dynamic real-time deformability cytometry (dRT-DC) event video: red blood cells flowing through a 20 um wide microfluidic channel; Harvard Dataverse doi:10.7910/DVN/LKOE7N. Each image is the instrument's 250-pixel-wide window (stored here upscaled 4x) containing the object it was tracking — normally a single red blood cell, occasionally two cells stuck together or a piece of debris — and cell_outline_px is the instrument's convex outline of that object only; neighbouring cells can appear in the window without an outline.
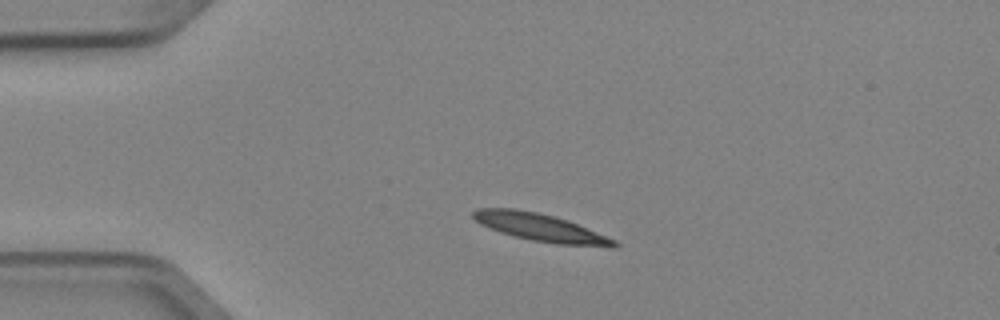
{"species": "Egyptian fruit bat (a non-hibernating species)", "species_latin": "Rousettus aegyptiacus", "temperature_condition": "cold", "stored_images_in_passage": 4, "camera_frame_rate_fps": 3000, "um_per_image_px": 0.085, "animal": {"sex": "female"}, "frame": {"image": 1, "passage_image": 2, "time_ms": 0.333, "image_size_px": [1000, 320], "cell_outline_px": [[620, 244], [616, 248], [608, 248], [556, 244], [532, 240], [512, 236], [488, 228], [480, 224], [472, 216], [472, 212], [476, 208], [516, 208], [536, 212], [568, 220], [616, 240]], "centroid_in_image_um": [45.97, 19.35], "position_along_channel_um": 39.0, "area_um2": 23.0}}
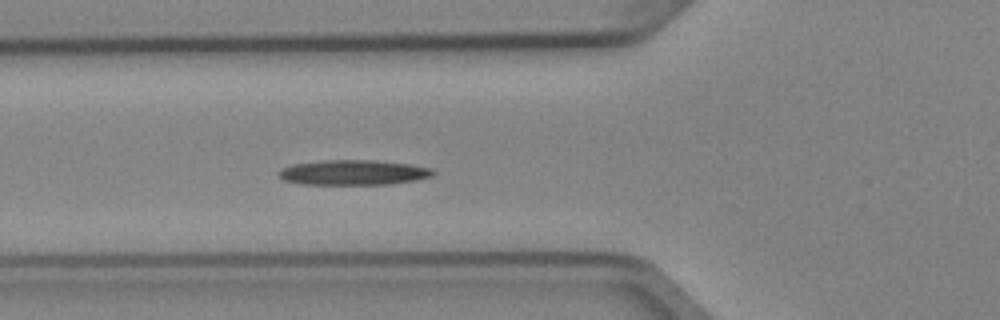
{"frame": {"image": 2, "passage_image": 4, "time_ms": 1.0, "image_size_px": [1000, 320], "cell_outline_px": [[436, 172], [432, 176], [416, 180], [392, 184], [300, 184], [284, 180], [276, 172], [280, 168], [292, 164], [324, 160], [372, 160], [408, 164], [432, 168]], "centroid_in_image_um": [30.02, 14.66], "position_along_channel_um": 95.8, "area_um2": 22.6}}